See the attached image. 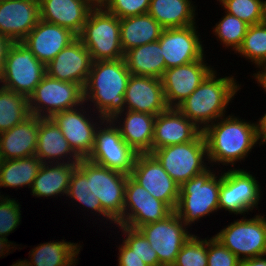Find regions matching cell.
I'll return each mask as SVG.
<instances>
[{
	"label": "cell",
	"mask_w": 266,
	"mask_h": 266,
	"mask_svg": "<svg viewBox=\"0 0 266 266\" xmlns=\"http://www.w3.org/2000/svg\"><path fill=\"white\" fill-rule=\"evenodd\" d=\"M131 74L124 58L100 60L92 63L84 90V101H92L102 124L113 123L125 108V90Z\"/></svg>",
	"instance_id": "6da1fadb"
},
{
	"label": "cell",
	"mask_w": 266,
	"mask_h": 266,
	"mask_svg": "<svg viewBox=\"0 0 266 266\" xmlns=\"http://www.w3.org/2000/svg\"><path fill=\"white\" fill-rule=\"evenodd\" d=\"M221 120L203 130L208 152L206 157L214 163H232L234 166V162L245 158L259 141L258 123L239 121L230 115Z\"/></svg>",
	"instance_id": "7a4b0ae2"
},
{
	"label": "cell",
	"mask_w": 266,
	"mask_h": 266,
	"mask_svg": "<svg viewBox=\"0 0 266 266\" xmlns=\"http://www.w3.org/2000/svg\"><path fill=\"white\" fill-rule=\"evenodd\" d=\"M213 70L204 81L176 108L197 127L205 130L215 119L225 114V107L238 91L233 77L216 78ZM200 125H199V124Z\"/></svg>",
	"instance_id": "3957f363"
},
{
	"label": "cell",
	"mask_w": 266,
	"mask_h": 266,
	"mask_svg": "<svg viewBox=\"0 0 266 266\" xmlns=\"http://www.w3.org/2000/svg\"><path fill=\"white\" fill-rule=\"evenodd\" d=\"M78 38L87 48L93 62L124 58L121 47L120 19L102 7L89 13Z\"/></svg>",
	"instance_id": "277c9868"
},
{
	"label": "cell",
	"mask_w": 266,
	"mask_h": 266,
	"mask_svg": "<svg viewBox=\"0 0 266 266\" xmlns=\"http://www.w3.org/2000/svg\"><path fill=\"white\" fill-rule=\"evenodd\" d=\"M208 168L180 186L175 212L185 225L219 209V179Z\"/></svg>",
	"instance_id": "5b68a950"
},
{
	"label": "cell",
	"mask_w": 266,
	"mask_h": 266,
	"mask_svg": "<svg viewBox=\"0 0 266 266\" xmlns=\"http://www.w3.org/2000/svg\"><path fill=\"white\" fill-rule=\"evenodd\" d=\"M46 74L41 63L22 42L10 46L4 71L0 75L2 87L29 98Z\"/></svg>",
	"instance_id": "8992f818"
},
{
	"label": "cell",
	"mask_w": 266,
	"mask_h": 266,
	"mask_svg": "<svg viewBox=\"0 0 266 266\" xmlns=\"http://www.w3.org/2000/svg\"><path fill=\"white\" fill-rule=\"evenodd\" d=\"M83 103L84 90L81 85L60 81L47 74L28 98L30 114L39 118H51L55 113L75 108Z\"/></svg>",
	"instance_id": "52a82bcc"
},
{
	"label": "cell",
	"mask_w": 266,
	"mask_h": 266,
	"mask_svg": "<svg viewBox=\"0 0 266 266\" xmlns=\"http://www.w3.org/2000/svg\"><path fill=\"white\" fill-rule=\"evenodd\" d=\"M152 154L180 186L208 169L203 160L208 154L203 132L193 141L162 147Z\"/></svg>",
	"instance_id": "ba28073f"
},
{
	"label": "cell",
	"mask_w": 266,
	"mask_h": 266,
	"mask_svg": "<svg viewBox=\"0 0 266 266\" xmlns=\"http://www.w3.org/2000/svg\"><path fill=\"white\" fill-rule=\"evenodd\" d=\"M77 167L91 179L92 194L102 205L103 211L117 223L123 215L125 187L128 175L81 159Z\"/></svg>",
	"instance_id": "9c48e42d"
},
{
	"label": "cell",
	"mask_w": 266,
	"mask_h": 266,
	"mask_svg": "<svg viewBox=\"0 0 266 266\" xmlns=\"http://www.w3.org/2000/svg\"><path fill=\"white\" fill-rule=\"evenodd\" d=\"M239 259L266 255V219L257 215L252 219L234 221L214 236ZM242 258H241V256Z\"/></svg>",
	"instance_id": "30bf717a"
},
{
	"label": "cell",
	"mask_w": 266,
	"mask_h": 266,
	"mask_svg": "<svg viewBox=\"0 0 266 266\" xmlns=\"http://www.w3.org/2000/svg\"><path fill=\"white\" fill-rule=\"evenodd\" d=\"M105 122L109 123V127L106 125L104 129L97 128L94 148L87 159L100 166L130 175L138 153L123 140L119 129L111 120Z\"/></svg>",
	"instance_id": "8fae6325"
},
{
	"label": "cell",
	"mask_w": 266,
	"mask_h": 266,
	"mask_svg": "<svg viewBox=\"0 0 266 266\" xmlns=\"http://www.w3.org/2000/svg\"><path fill=\"white\" fill-rule=\"evenodd\" d=\"M175 211L162 220L142 225L138 230L155 250L162 266H172L183 245L192 236ZM185 228V229H184Z\"/></svg>",
	"instance_id": "7c38bea8"
},
{
	"label": "cell",
	"mask_w": 266,
	"mask_h": 266,
	"mask_svg": "<svg viewBox=\"0 0 266 266\" xmlns=\"http://www.w3.org/2000/svg\"><path fill=\"white\" fill-rule=\"evenodd\" d=\"M172 212L173 210L166 203L153 197L145 188L128 175L125 187L123 215L116 223L117 225L138 229L142 225L162 220Z\"/></svg>",
	"instance_id": "4fadbf2b"
},
{
	"label": "cell",
	"mask_w": 266,
	"mask_h": 266,
	"mask_svg": "<svg viewBox=\"0 0 266 266\" xmlns=\"http://www.w3.org/2000/svg\"><path fill=\"white\" fill-rule=\"evenodd\" d=\"M130 176L153 197L175 211L180 185L169 176L153 154L138 153Z\"/></svg>",
	"instance_id": "5bb4252c"
},
{
	"label": "cell",
	"mask_w": 266,
	"mask_h": 266,
	"mask_svg": "<svg viewBox=\"0 0 266 266\" xmlns=\"http://www.w3.org/2000/svg\"><path fill=\"white\" fill-rule=\"evenodd\" d=\"M260 191L258 181L249 172L228 170L222 175L219 209L224 208L235 214L251 211L260 200Z\"/></svg>",
	"instance_id": "9a60e30c"
},
{
	"label": "cell",
	"mask_w": 266,
	"mask_h": 266,
	"mask_svg": "<svg viewBox=\"0 0 266 266\" xmlns=\"http://www.w3.org/2000/svg\"><path fill=\"white\" fill-rule=\"evenodd\" d=\"M196 27L165 28L158 39L165 60V70L200 60L203 46L199 41Z\"/></svg>",
	"instance_id": "2e32d148"
},
{
	"label": "cell",
	"mask_w": 266,
	"mask_h": 266,
	"mask_svg": "<svg viewBox=\"0 0 266 266\" xmlns=\"http://www.w3.org/2000/svg\"><path fill=\"white\" fill-rule=\"evenodd\" d=\"M212 71V68L205 65L203 57L188 64L166 69L161 82L168 107L176 108Z\"/></svg>",
	"instance_id": "e0dca14e"
},
{
	"label": "cell",
	"mask_w": 266,
	"mask_h": 266,
	"mask_svg": "<svg viewBox=\"0 0 266 266\" xmlns=\"http://www.w3.org/2000/svg\"><path fill=\"white\" fill-rule=\"evenodd\" d=\"M92 63L90 53L77 37L46 65V74L60 81L77 83L84 88Z\"/></svg>",
	"instance_id": "ac0fdd59"
},
{
	"label": "cell",
	"mask_w": 266,
	"mask_h": 266,
	"mask_svg": "<svg viewBox=\"0 0 266 266\" xmlns=\"http://www.w3.org/2000/svg\"><path fill=\"white\" fill-rule=\"evenodd\" d=\"M40 20L38 0H0V35L21 42Z\"/></svg>",
	"instance_id": "d6986e66"
},
{
	"label": "cell",
	"mask_w": 266,
	"mask_h": 266,
	"mask_svg": "<svg viewBox=\"0 0 266 266\" xmlns=\"http://www.w3.org/2000/svg\"><path fill=\"white\" fill-rule=\"evenodd\" d=\"M202 127H197L177 108H168L155 117L151 154L159 148L195 140Z\"/></svg>",
	"instance_id": "ffe728a7"
},
{
	"label": "cell",
	"mask_w": 266,
	"mask_h": 266,
	"mask_svg": "<svg viewBox=\"0 0 266 266\" xmlns=\"http://www.w3.org/2000/svg\"><path fill=\"white\" fill-rule=\"evenodd\" d=\"M77 37L67 28L40 19L21 42L46 66Z\"/></svg>",
	"instance_id": "44dd1931"
},
{
	"label": "cell",
	"mask_w": 266,
	"mask_h": 266,
	"mask_svg": "<svg viewBox=\"0 0 266 266\" xmlns=\"http://www.w3.org/2000/svg\"><path fill=\"white\" fill-rule=\"evenodd\" d=\"M124 97L126 110L156 116L169 108L161 79L155 77L131 75Z\"/></svg>",
	"instance_id": "7402d4cb"
},
{
	"label": "cell",
	"mask_w": 266,
	"mask_h": 266,
	"mask_svg": "<svg viewBox=\"0 0 266 266\" xmlns=\"http://www.w3.org/2000/svg\"><path fill=\"white\" fill-rule=\"evenodd\" d=\"M51 119L62 131L72 150L81 158L87 159L92 153L97 127L76 108L55 113Z\"/></svg>",
	"instance_id": "603a6c76"
},
{
	"label": "cell",
	"mask_w": 266,
	"mask_h": 266,
	"mask_svg": "<svg viewBox=\"0 0 266 266\" xmlns=\"http://www.w3.org/2000/svg\"><path fill=\"white\" fill-rule=\"evenodd\" d=\"M40 19L67 28L77 36L94 9L88 0H38Z\"/></svg>",
	"instance_id": "cb8c5ba5"
},
{
	"label": "cell",
	"mask_w": 266,
	"mask_h": 266,
	"mask_svg": "<svg viewBox=\"0 0 266 266\" xmlns=\"http://www.w3.org/2000/svg\"><path fill=\"white\" fill-rule=\"evenodd\" d=\"M40 118L30 115L10 130L0 133V149L3 160L35 155Z\"/></svg>",
	"instance_id": "d4e9b609"
},
{
	"label": "cell",
	"mask_w": 266,
	"mask_h": 266,
	"mask_svg": "<svg viewBox=\"0 0 266 266\" xmlns=\"http://www.w3.org/2000/svg\"><path fill=\"white\" fill-rule=\"evenodd\" d=\"M35 155L42 163L49 162V164L53 161L56 163V159L60 160L62 159L61 157L65 158L68 156H70L67 161L68 163L78 164L81 160V158L72 150L68 141L64 138L62 131L51 118H40ZM71 157L72 160L70 159ZM49 159H52L53 161H50Z\"/></svg>",
	"instance_id": "484cf974"
},
{
	"label": "cell",
	"mask_w": 266,
	"mask_h": 266,
	"mask_svg": "<svg viewBox=\"0 0 266 266\" xmlns=\"http://www.w3.org/2000/svg\"><path fill=\"white\" fill-rule=\"evenodd\" d=\"M164 28L148 13L120 19L121 47L132 48L158 41Z\"/></svg>",
	"instance_id": "4316f807"
},
{
	"label": "cell",
	"mask_w": 266,
	"mask_h": 266,
	"mask_svg": "<svg viewBox=\"0 0 266 266\" xmlns=\"http://www.w3.org/2000/svg\"><path fill=\"white\" fill-rule=\"evenodd\" d=\"M123 125L117 126L123 140L137 153H151L155 115L127 110Z\"/></svg>",
	"instance_id": "83f0119b"
},
{
	"label": "cell",
	"mask_w": 266,
	"mask_h": 266,
	"mask_svg": "<svg viewBox=\"0 0 266 266\" xmlns=\"http://www.w3.org/2000/svg\"><path fill=\"white\" fill-rule=\"evenodd\" d=\"M54 165L42 164L32 184L33 196L50 197L60 193L67 194L71 176L77 168V164L64 162V160L63 163H60L56 160Z\"/></svg>",
	"instance_id": "f1b7e54d"
},
{
	"label": "cell",
	"mask_w": 266,
	"mask_h": 266,
	"mask_svg": "<svg viewBox=\"0 0 266 266\" xmlns=\"http://www.w3.org/2000/svg\"><path fill=\"white\" fill-rule=\"evenodd\" d=\"M124 60L131 75L150 76L161 79L165 60L159 41L132 48L124 53Z\"/></svg>",
	"instance_id": "f546056e"
},
{
	"label": "cell",
	"mask_w": 266,
	"mask_h": 266,
	"mask_svg": "<svg viewBox=\"0 0 266 266\" xmlns=\"http://www.w3.org/2000/svg\"><path fill=\"white\" fill-rule=\"evenodd\" d=\"M194 12L189 0H151L148 14L165 29L195 24Z\"/></svg>",
	"instance_id": "4dcf8cb0"
},
{
	"label": "cell",
	"mask_w": 266,
	"mask_h": 266,
	"mask_svg": "<svg viewBox=\"0 0 266 266\" xmlns=\"http://www.w3.org/2000/svg\"><path fill=\"white\" fill-rule=\"evenodd\" d=\"M79 249H78V248ZM80 252L79 245L71 242L43 243L31 250V261L23 260L27 266H72Z\"/></svg>",
	"instance_id": "1f68e13d"
},
{
	"label": "cell",
	"mask_w": 266,
	"mask_h": 266,
	"mask_svg": "<svg viewBox=\"0 0 266 266\" xmlns=\"http://www.w3.org/2000/svg\"><path fill=\"white\" fill-rule=\"evenodd\" d=\"M42 164L36 155L3 160L0 166V186L14 188L28 185V188L32 187Z\"/></svg>",
	"instance_id": "d6a6232c"
},
{
	"label": "cell",
	"mask_w": 266,
	"mask_h": 266,
	"mask_svg": "<svg viewBox=\"0 0 266 266\" xmlns=\"http://www.w3.org/2000/svg\"><path fill=\"white\" fill-rule=\"evenodd\" d=\"M30 115L26 96L0 87V133L10 130Z\"/></svg>",
	"instance_id": "836d02e7"
},
{
	"label": "cell",
	"mask_w": 266,
	"mask_h": 266,
	"mask_svg": "<svg viewBox=\"0 0 266 266\" xmlns=\"http://www.w3.org/2000/svg\"><path fill=\"white\" fill-rule=\"evenodd\" d=\"M236 52L251 59L259 67L266 66V21L248 26Z\"/></svg>",
	"instance_id": "e575fe53"
},
{
	"label": "cell",
	"mask_w": 266,
	"mask_h": 266,
	"mask_svg": "<svg viewBox=\"0 0 266 266\" xmlns=\"http://www.w3.org/2000/svg\"><path fill=\"white\" fill-rule=\"evenodd\" d=\"M67 196L75 199L77 202L84 204L101 215L107 217L113 221L102 209L100 200L92 194L91 179H87V176L77 167L70 180L68 186Z\"/></svg>",
	"instance_id": "d590c367"
},
{
	"label": "cell",
	"mask_w": 266,
	"mask_h": 266,
	"mask_svg": "<svg viewBox=\"0 0 266 266\" xmlns=\"http://www.w3.org/2000/svg\"><path fill=\"white\" fill-rule=\"evenodd\" d=\"M227 13L238 17L246 24L255 25L266 21L265 1L261 0H219Z\"/></svg>",
	"instance_id": "8d00e7d4"
},
{
	"label": "cell",
	"mask_w": 266,
	"mask_h": 266,
	"mask_svg": "<svg viewBox=\"0 0 266 266\" xmlns=\"http://www.w3.org/2000/svg\"><path fill=\"white\" fill-rule=\"evenodd\" d=\"M215 26V35L225 46H231L235 51L241 46L248 24L227 12Z\"/></svg>",
	"instance_id": "74e56055"
},
{
	"label": "cell",
	"mask_w": 266,
	"mask_h": 266,
	"mask_svg": "<svg viewBox=\"0 0 266 266\" xmlns=\"http://www.w3.org/2000/svg\"><path fill=\"white\" fill-rule=\"evenodd\" d=\"M126 238L123 241L143 262L148 266H162L159 263L157 253L151 248L146 237L138 230L124 225H119Z\"/></svg>",
	"instance_id": "f35d334b"
},
{
	"label": "cell",
	"mask_w": 266,
	"mask_h": 266,
	"mask_svg": "<svg viewBox=\"0 0 266 266\" xmlns=\"http://www.w3.org/2000/svg\"><path fill=\"white\" fill-rule=\"evenodd\" d=\"M172 266H207V240L192 235L179 251Z\"/></svg>",
	"instance_id": "ab89813d"
},
{
	"label": "cell",
	"mask_w": 266,
	"mask_h": 266,
	"mask_svg": "<svg viewBox=\"0 0 266 266\" xmlns=\"http://www.w3.org/2000/svg\"><path fill=\"white\" fill-rule=\"evenodd\" d=\"M151 0H107L102 8L119 19L146 14Z\"/></svg>",
	"instance_id": "60d3db41"
},
{
	"label": "cell",
	"mask_w": 266,
	"mask_h": 266,
	"mask_svg": "<svg viewBox=\"0 0 266 266\" xmlns=\"http://www.w3.org/2000/svg\"><path fill=\"white\" fill-rule=\"evenodd\" d=\"M0 198V237L6 238L19 225L21 211L14 199Z\"/></svg>",
	"instance_id": "b9f144b4"
},
{
	"label": "cell",
	"mask_w": 266,
	"mask_h": 266,
	"mask_svg": "<svg viewBox=\"0 0 266 266\" xmlns=\"http://www.w3.org/2000/svg\"><path fill=\"white\" fill-rule=\"evenodd\" d=\"M241 259L214 237L207 241V266H238Z\"/></svg>",
	"instance_id": "7bdbcfd3"
},
{
	"label": "cell",
	"mask_w": 266,
	"mask_h": 266,
	"mask_svg": "<svg viewBox=\"0 0 266 266\" xmlns=\"http://www.w3.org/2000/svg\"><path fill=\"white\" fill-rule=\"evenodd\" d=\"M119 248V265L118 266H148L123 242Z\"/></svg>",
	"instance_id": "ee69618b"
},
{
	"label": "cell",
	"mask_w": 266,
	"mask_h": 266,
	"mask_svg": "<svg viewBox=\"0 0 266 266\" xmlns=\"http://www.w3.org/2000/svg\"><path fill=\"white\" fill-rule=\"evenodd\" d=\"M12 43V40L7 38L6 36L0 35V75L4 71L7 53Z\"/></svg>",
	"instance_id": "f6af8a7d"
},
{
	"label": "cell",
	"mask_w": 266,
	"mask_h": 266,
	"mask_svg": "<svg viewBox=\"0 0 266 266\" xmlns=\"http://www.w3.org/2000/svg\"><path fill=\"white\" fill-rule=\"evenodd\" d=\"M238 266H266V258L263 256L241 259Z\"/></svg>",
	"instance_id": "bcb514c9"
},
{
	"label": "cell",
	"mask_w": 266,
	"mask_h": 266,
	"mask_svg": "<svg viewBox=\"0 0 266 266\" xmlns=\"http://www.w3.org/2000/svg\"><path fill=\"white\" fill-rule=\"evenodd\" d=\"M258 132H259V139L261 142H266V114L259 120L258 123Z\"/></svg>",
	"instance_id": "7dc6e473"
},
{
	"label": "cell",
	"mask_w": 266,
	"mask_h": 266,
	"mask_svg": "<svg viewBox=\"0 0 266 266\" xmlns=\"http://www.w3.org/2000/svg\"><path fill=\"white\" fill-rule=\"evenodd\" d=\"M262 69L263 71L262 70L258 71L256 74H253V75L258 80L257 82H259L260 85L263 86V88L266 91V66H263Z\"/></svg>",
	"instance_id": "c3c4849f"
},
{
	"label": "cell",
	"mask_w": 266,
	"mask_h": 266,
	"mask_svg": "<svg viewBox=\"0 0 266 266\" xmlns=\"http://www.w3.org/2000/svg\"><path fill=\"white\" fill-rule=\"evenodd\" d=\"M8 243H11V242H8V239L7 238L0 237V255L1 256L5 253V252H3V251H5V249H7L6 253L9 252L8 249L11 248L10 247L11 244H8Z\"/></svg>",
	"instance_id": "681fc988"
},
{
	"label": "cell",
	"mask_w": 266,
	"mask_h": 266,
	"mask_svg": "<svg viewBox=\"0 0 266 266\" xmlns=\"http://www.w3.org/2000/svg\"><path fill=\"white\" fill-rule=\"evenodd\" d=\"M95 7H102L107 0H88Z\"/></svg>",
	"instance_id": "f907efd6"
},
{
	"label": "cell",
	"mask_w": 266,
	"mask_h": 266,
	"mask_svg": "<svg viewBox=\"0 0 266 266\" xmlns=\"http://www.w3.org/2000/svg\"><path fill=\"white\" fill-rule=\"evenodd\" d=\"M12 266H27V265L23 261H18L14 265L12 264Z\"/></svg>",
	"instance_id": "816d5d0a"
},
{
	"label": "cell",
	"mask_w": 266,
	"mask_h": 266,
	"mask_svg": "<svg viewBox=\"0 0 266 266\" xmlns=\"http://www.w3.org/2000/svg\"><path fill=\"white\" fill-rule=\"evenodd\" d=\"M2 161H3V159H2V156H1V149H0V166L2 164Z\"/></svg>",
	"instance_id": "f5cc1de1"
}]
</instances>
